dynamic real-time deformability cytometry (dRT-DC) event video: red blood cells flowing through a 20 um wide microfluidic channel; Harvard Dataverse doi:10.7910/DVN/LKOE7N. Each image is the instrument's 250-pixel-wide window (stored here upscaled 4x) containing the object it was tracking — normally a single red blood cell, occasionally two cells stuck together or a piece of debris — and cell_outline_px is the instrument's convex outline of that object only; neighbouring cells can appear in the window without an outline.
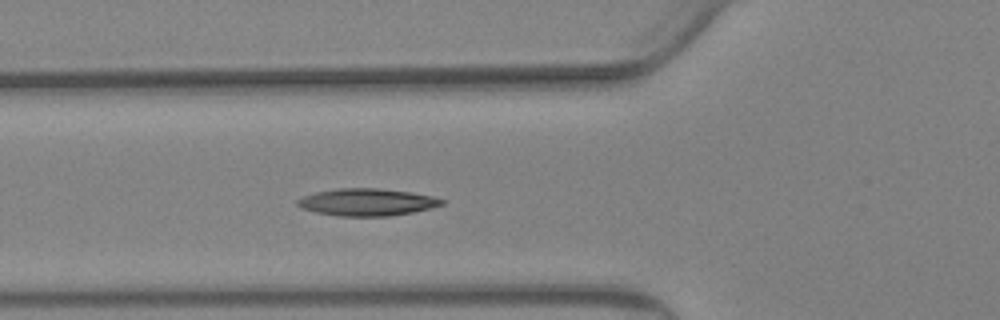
{"species": "Egyptian fruit bat (a non-hibernating species)", "species_latin": "Rousettus aegyptiacus", "temperature_condition": "warm", "stored_images_in_passage": 47, "camera_frame_rate_fps": 3000, "um_per_image_px": 0.085, "animal": {"sex": "female"}, "frame": {"image": 1, "passage_image": 20, "time_ms": 6.333, "image_size_px": [1000, 320], "cell_outline_px": [[444, 204], [432, 208], [412, 212], [388, 216], [336, 216], [316, 212], [300, 208], [296, 204], [296, 200], [304, 196], [316, 192], [336, 188], [380, 188], [408, 192], [432, 196], [444, 200]], "centroid_in_image_um": [31.16, 17.18], "position_along_channel_um": 94.6, "area_um2": 22.89}}
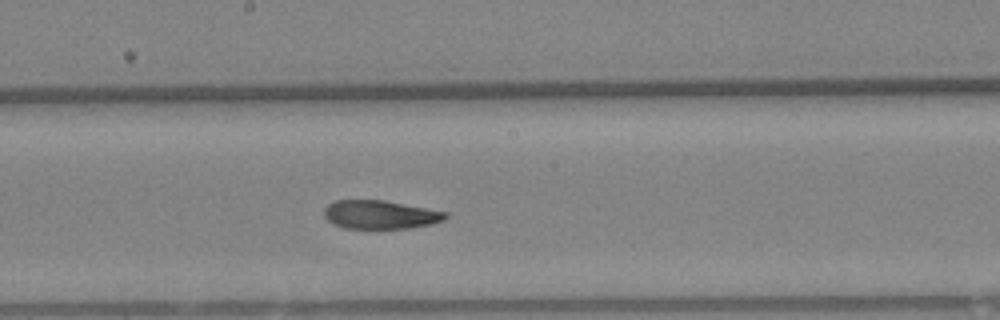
{"frame": {"image": 2, "passage_image": 30, "time_ms": 9.667, "image_size_px": [1000, 320], "cell_outline_px": [[448, 216], [444, 220], [432, 224], [408, 228], [376, 232], [344, 228], [332, 224], [324, 216], [324, 208], [328, 204], [336, 200], [384, 200], [448, 212]], "centroid_in_image_um": [32.3, 18.29], "position_along_channel_um": 215.9, "area_um2": 21.15}}
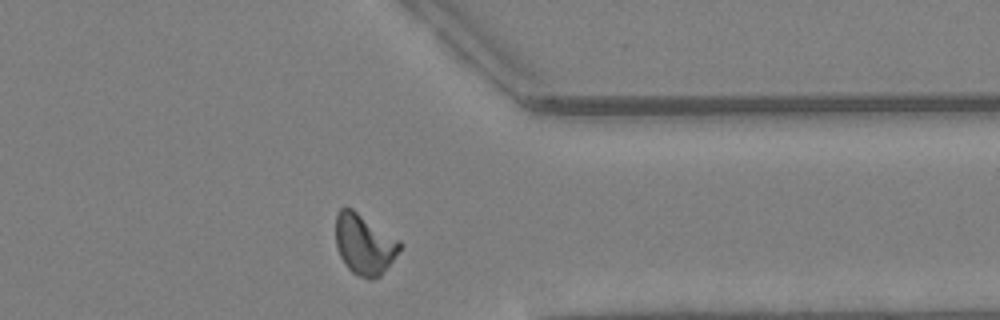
{"frame": {"image": 3, "passage_image": 44, "time_ms": 14.333, "image_size_px": [1000, 320], "cell_outline_px": [[404, 244], [380, 276], [372, 280], [368, 280], [352, 272], [344, 264], [336, 248], [336, 212], [340, 208], [352, 208], [400, 240]], "centroid_in_image_um": [30.96, 20.76], "position_along_channel_um": 380.4, "area_um2": 22.66}, "authors_computed_cell_mechanics": {"area_um2": 21.7328, "velocity_mm_per_s": 3.6566, "shape_relaxation_time_tau1_ms": 9.469, "shape_relaxation_time_tau2_ms": 2.557, "deformation_change_tau1": 0.2395, "deformation_change_tau2": 0.0896}}